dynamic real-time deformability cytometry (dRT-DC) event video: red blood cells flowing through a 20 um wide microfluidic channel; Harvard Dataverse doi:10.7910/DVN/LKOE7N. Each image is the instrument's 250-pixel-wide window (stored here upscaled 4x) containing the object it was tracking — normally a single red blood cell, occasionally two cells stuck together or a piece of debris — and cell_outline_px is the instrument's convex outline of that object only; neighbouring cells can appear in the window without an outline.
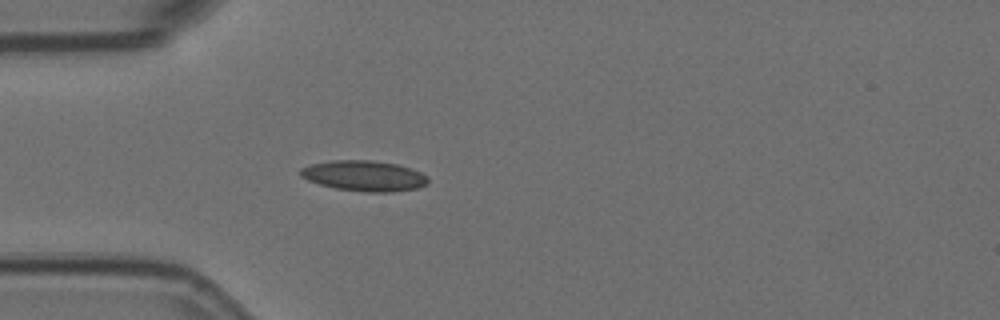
{"species": "Egyptian fruit bat (a non-hibernating species)", "species_latin": "Rousettus aegyptiacus", "temperature_condition": "room temperature", "stored_images_in_passage": 2, "camera_frame_rate_fps": 3000, "um_per_image_px": 0.085, "animal": {"sex": "female"}, "frame": {"image": 1, "passage_image": 2, "time_ms": 0.333, "image_size_px": [1000, 320], "cell_outline_px": [[428, 184], [416, 188], [392, 192], [364, 192], [336, 188], [320, 184], [308, 180], [300, 176], [300, 168], [308, 164], [332, 160], [372, 160], [396, 164], [420, 172], [428, 176]], "centroid_in_image_um": [30.93, 14.94], "position_along_channel_um": 54.1, "area_um2": 22.72}}